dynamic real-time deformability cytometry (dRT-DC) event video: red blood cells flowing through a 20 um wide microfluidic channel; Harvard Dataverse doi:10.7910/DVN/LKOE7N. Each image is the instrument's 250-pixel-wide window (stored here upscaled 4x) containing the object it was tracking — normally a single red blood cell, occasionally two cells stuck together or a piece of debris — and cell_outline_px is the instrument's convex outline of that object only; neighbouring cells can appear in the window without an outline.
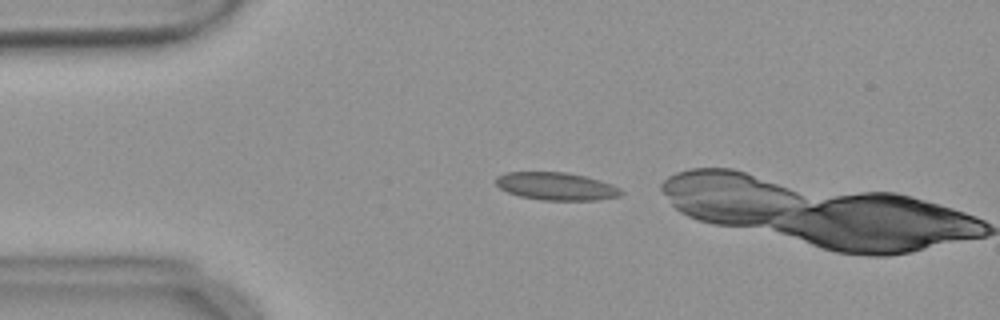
{"species": "common noctule bat (a hibernating species)", "species_latin": "Nyctalus noctula", "temperature_condition": "warm", "stored_images_in_passage": 4, "camera_frame_rate_fps": 3000, "um_per_image_px": 0.085, "animal": {"sex": "female", "body_mass_g": 18.4}, "frame": {"image": 1, "passage_image": 2, "time_ms": 0.333, "image_size_px": [1000, 320], "cell_outline_px": [[624, 192], [620, 196], [596, 200], [544, 200], [520, 196], [508, 192], [500, 188], [496, 184], [496, 176], [508, 172], [564, 172], [584, 176], [600, 180], [612, 184], [620, 188]], "centroid_in_image_um": [47.3, 15.83], "position_along_channel_um": 37.7, "area_um2": 20.17}}